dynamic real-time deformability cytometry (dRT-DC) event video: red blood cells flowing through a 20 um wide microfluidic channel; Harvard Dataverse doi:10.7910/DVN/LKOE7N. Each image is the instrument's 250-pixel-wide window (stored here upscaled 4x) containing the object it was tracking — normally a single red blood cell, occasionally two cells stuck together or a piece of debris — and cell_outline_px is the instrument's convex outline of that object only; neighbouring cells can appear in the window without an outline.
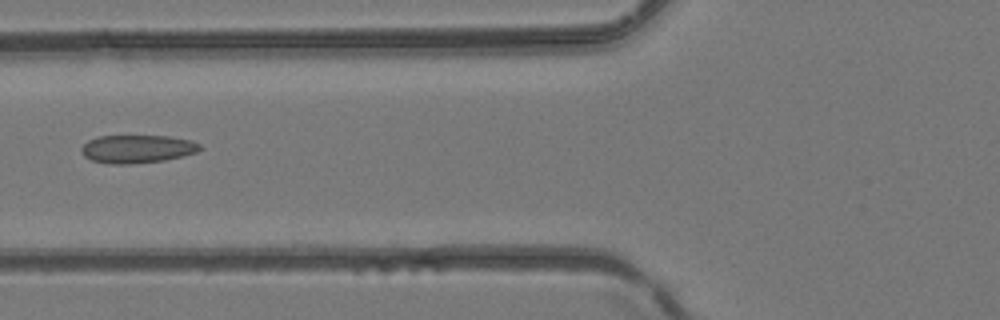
{"species": "common noctule bat (a hibernating species)", "species_latin": "Nyctalus noctula", "temperature_condition": "room temperature", "stored_images_in_passage": 2, "camera_frame_rate_fps": 3000, "um_per_image_px": 0.085, "animal": {"sex": "female", "body_mass_g": 24.6, "forearm_length_mm": 56.2}, "frame": {"image": 1, "passage_image": 2, "time_ms": 0.333, "image_size_px": [1000, 320], "cell_outline_px": [[204, 148], [196, 152], [164, 160], [128, 164], [108, 164], [92, 160], [84, 156], [80, 152], [80, 148], [88, 140], [100, 136], [168, 136], [192, 140], [200, 144]], "centroid_in_image_um": [11.65, 12.65], "position_along_channel_um": 114.1, "area_um2": 19.42}}